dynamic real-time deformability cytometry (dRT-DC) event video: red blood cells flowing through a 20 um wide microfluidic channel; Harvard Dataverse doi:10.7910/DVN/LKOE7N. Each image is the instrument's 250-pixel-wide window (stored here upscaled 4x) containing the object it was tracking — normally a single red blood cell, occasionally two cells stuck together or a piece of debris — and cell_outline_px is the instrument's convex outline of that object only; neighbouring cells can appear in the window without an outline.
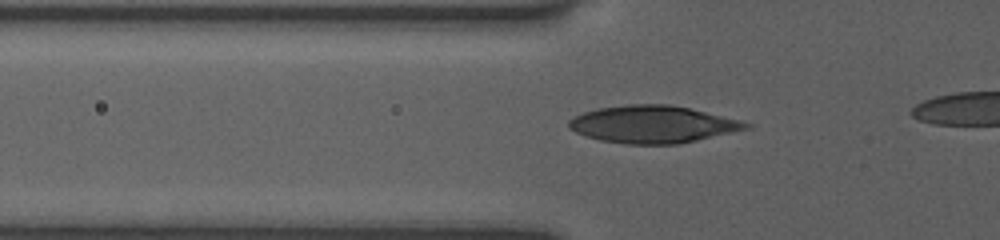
{"species": "human", "species_latin": "Homo sapiens", "temperature_condition": "room temperature", "stored_images_in_passage": 42, "camera_frame_rate_fps": 3000, "um_per_image_px": 0.085, "donor": {"sex": "female"}, "frame": {"image": 1, "passage_image": 14, "time_ms": 4.333, "image_size_px": [1000, 240], "cell_outline_px": [[752, 124], [748, 128], [732, 132], [696, 140], [676, 144], [628, 144], [600, 140], [576, 132], [568, 128], [568, 120], [584, 112], [600, 108], [628, 104], [668, 104], [688, 108]], "centroid_in_image_um": [55.42, 10.57], "position_along_channel_um": 70.4, "area_um2": 37.74}}
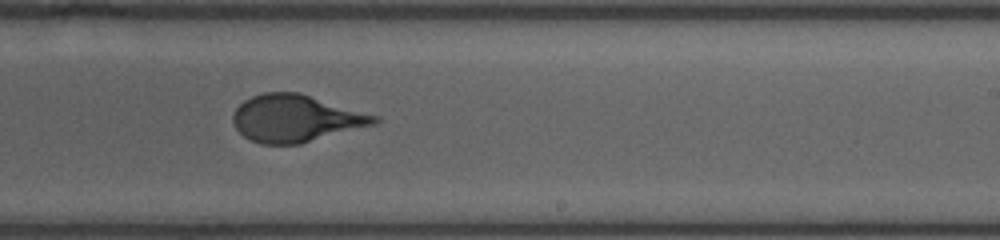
{"frame": {"image": 2, "passage_image": 29, "time_ms": 9.333, "image_size_px": [1000, 240], "cell_outline_px": [[380, 120], [376, 124], [300, 144], [260, 144], [244, 136], [236, 128], [232, 120], [232, 116], [236, 108], [244, 100], [252, 96], [264, 92], [296, 92], [380, 116]], "centroid_in_image_um": [25.14, 10.07], "position_along_channel_um": 263.9, "area_um2": 38.67}}
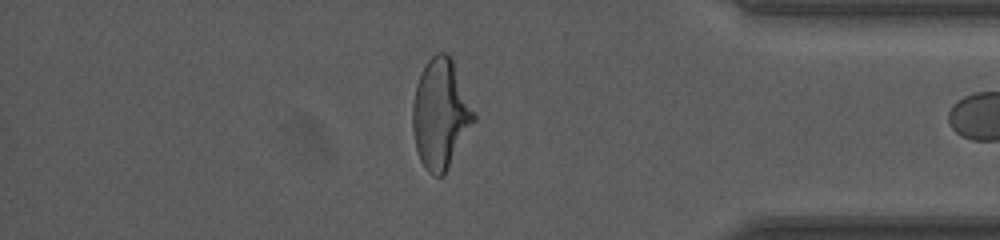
{"frame": {"image": 3, "passage_image": 41, "time_ms": 13.333, "image_size_px": [1000, 240], "cell_outline_px": [[476, 120], [444, 176], [432, 176], [424, 168], [420, 160], [416, 148], [412, 128], [412, 104], [416, 84], [420, 72], [428, 60], [436, 52], [448, 52], [452, 56], [476, 116]], "centroid_in_image_um": [37.44, 9.68], "position_along_channel_um": 397.8, "area_um2": 39.59}}